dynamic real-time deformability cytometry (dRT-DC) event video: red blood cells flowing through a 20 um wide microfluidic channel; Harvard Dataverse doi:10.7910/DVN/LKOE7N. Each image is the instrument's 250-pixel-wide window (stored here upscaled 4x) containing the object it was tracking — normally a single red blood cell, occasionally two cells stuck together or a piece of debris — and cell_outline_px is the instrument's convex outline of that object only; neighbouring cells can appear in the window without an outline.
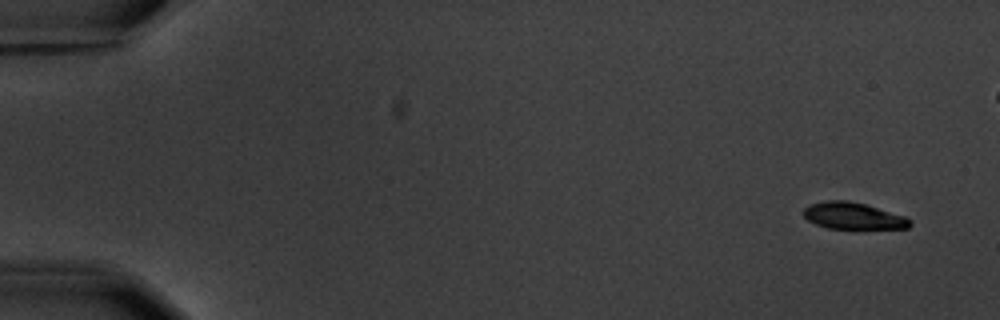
{"species": "common noctule bat (a hibernating species)", "species_latin": "Nyctalus noctula", "temperature_condition": "warm", "stored_images_in_passage": 6, "camera_frame_rate_fps": 3000, "um_per_image_px": 0.085, "animal": {"sex": "male", "body_mass_g": 20.1, "forearm_length_mm": 53.5}, "frame": {"image": 1, "passage_image": 1, "time_ms": 0.0, "image_size_px": [1000, 320], "cell_outline_px": [[912, 224], [908, 228], [828, 228], [816, 224], [808, 220], [804, 216], [804, 208], [808, 204], [828, 200], [848, 200], [864, 204], [904, 216], [912, 220]], "centroid_in_image_um": [72.5, 18.34], "position_along_channel_um": 12.5, "area_um2": 16.36}}